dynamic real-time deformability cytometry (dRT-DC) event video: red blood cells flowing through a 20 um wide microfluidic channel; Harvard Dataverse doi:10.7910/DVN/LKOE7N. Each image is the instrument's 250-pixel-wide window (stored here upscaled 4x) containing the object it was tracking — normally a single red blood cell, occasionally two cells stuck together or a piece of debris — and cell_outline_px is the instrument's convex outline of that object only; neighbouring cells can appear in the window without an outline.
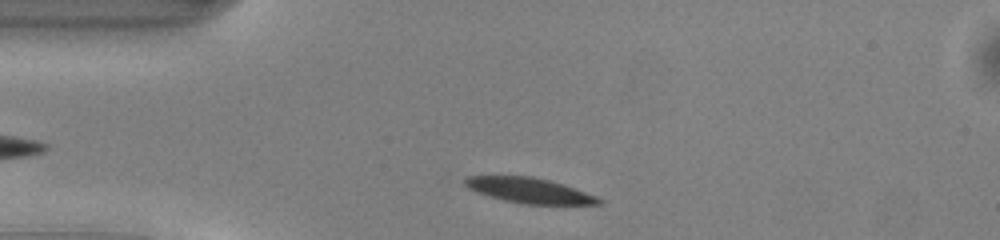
{"species": "common noctule bat (a hibernating species)", "species_latin": "Nyctalus noctula", "temperature_condition": "warm", "stored_images_in_passage": 40, "camera_frame_rate_fps": 3000, "um_per_image_px": 0.085, "animal": {"sex": "male", "body_mass_g": 13.0, "forearm_length_mm": 53.1}, "frame": {"image": 1, "passage_image": 2, "time_ms": 0.333, "image_size_px": [1000, 240], "cell_outline_px": [[604, 204], [524, 204], [504, 200], [476, 192], [468, 188], [464, 184], [464, 180], [468, 176], [532, 176], [564, 184], [596, 196], [604, 200]], "centroid_in_image_um": [45.01, 16.19], "position_along_channel_um": 40.0, "area_um2": 19.59}}
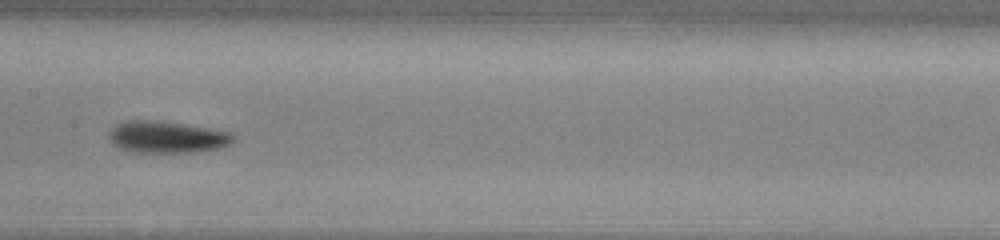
{"frame": {"image": 2, "passage_image": 15, "time_ms": 4.667, "image_size_px": [1000, 240], "cell_outline_px": [[236, 140], [220, 148], [192, 152], [132, 152], [120, 148], [108, 136], [108, 132], [116, 124], [124, 120], [160, 120], [208, 128], [228, 132], [236, 136]], "centroid_in_image_um": [14.18, 11.64], "position_along_channel_um": 193.2, "area_um2": 23.0}}
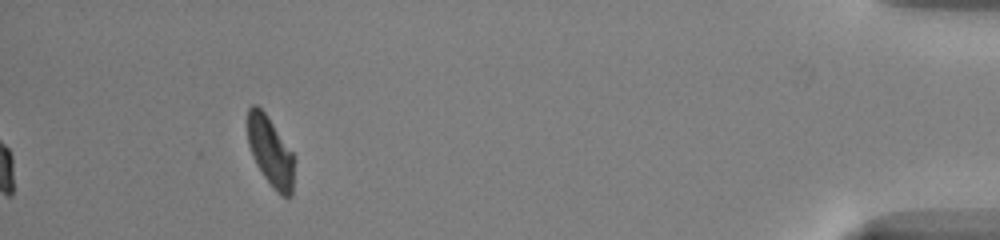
{"frame": {"image": 3, "passage_image": 36, "time_ms": 11.667, "image_size_px": [1000, 240], "cell_outline_px": [[292, 196], [288, 200], [280, 196], [272, 188], [256, 164], [252, 156], [248, 144], [248, 108], [252, 104], [256, 104], [264, 112], [292, 152]], "centroid_in_image_um": [22.96, 12.93], "position_along_channel_um": 412.2, "area_um2": 18.55}, "authors_computed_cell_mechanics": {"area_um2": 20.8369, "velocity_mm_per_s": 4.1218, "shape_relaxation_time_tau1_ms": 2.8891, "shape_relaxation_time_tau2_ms": null, "deformation_change_tau1": 0.116, "deformation_change_tau2": null}}